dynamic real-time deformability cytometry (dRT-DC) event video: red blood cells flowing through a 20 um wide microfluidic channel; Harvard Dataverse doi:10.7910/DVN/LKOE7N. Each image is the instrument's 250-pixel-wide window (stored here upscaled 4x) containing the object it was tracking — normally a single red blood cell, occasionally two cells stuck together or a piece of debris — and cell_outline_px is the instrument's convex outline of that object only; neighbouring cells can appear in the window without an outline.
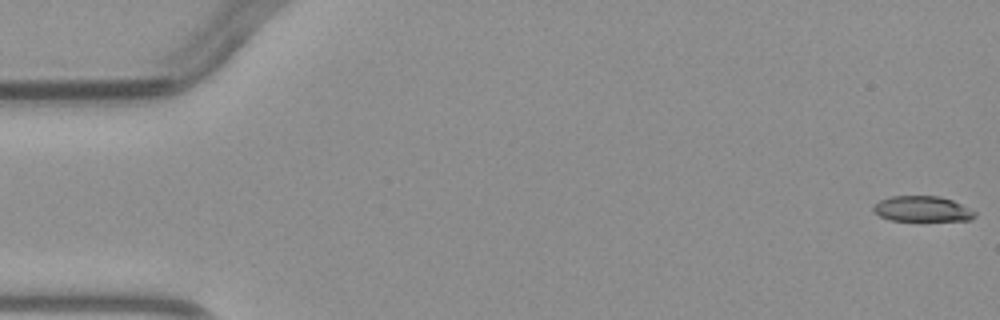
{"species": "common noctule bat (a hibernating species)", "species_latin": "Nyctalus noctula", "temperature_condition": "warm", "stored_images_in_passage": 5, "camera_frame_rate_fps": 3000, "um_per_image_px": 0.085, "animal": {"sex": "male", "body_mass_g": 23.1, "forearm_length_mm": 52.7}, "frame": {"image": 1, "passage_image": 1, "time_ms": 0.0, "image_size_px": [1000, 320], "cell_outline_px": [[976, 216], [972, 220], [892, 220], [880, 216], [872, 208], [880, 200], [892, 196], [940, 196], [952, 200], [976, 212]], "centroid_in_image_um": [78.42, 17.75], "position_along_channel_um": 6.6, "area_um2": 14.8}}
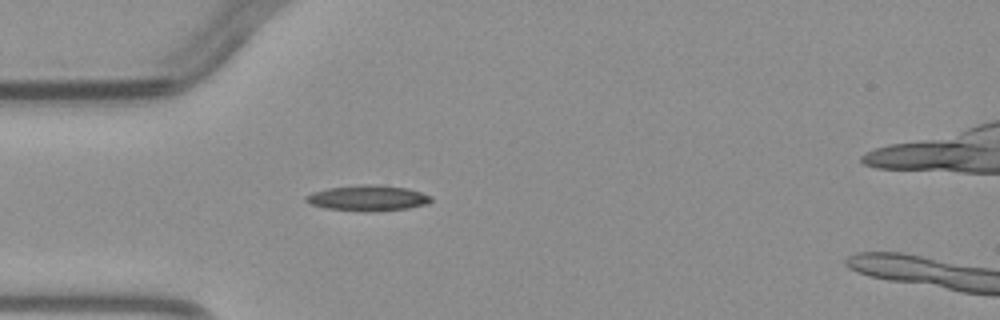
{"frame": {"image": 2, "passage_image": 4, "time_ms": 4.333, "image_size_px": [1000, 320], "cell_outline_px": [[432, 200], [428, 204], [408, 208], [372, 212], [368, 212], [324, 208], [312, 204], [304, 200], [304, 196], [312, 192], [328, 188], [360, 184], [376, 184], [408, 188], [432, 196]], "centroid_in_image_um": [31.27, 16.83], "position_along_channel_um": 53.7, "area_um2": 18.9}}